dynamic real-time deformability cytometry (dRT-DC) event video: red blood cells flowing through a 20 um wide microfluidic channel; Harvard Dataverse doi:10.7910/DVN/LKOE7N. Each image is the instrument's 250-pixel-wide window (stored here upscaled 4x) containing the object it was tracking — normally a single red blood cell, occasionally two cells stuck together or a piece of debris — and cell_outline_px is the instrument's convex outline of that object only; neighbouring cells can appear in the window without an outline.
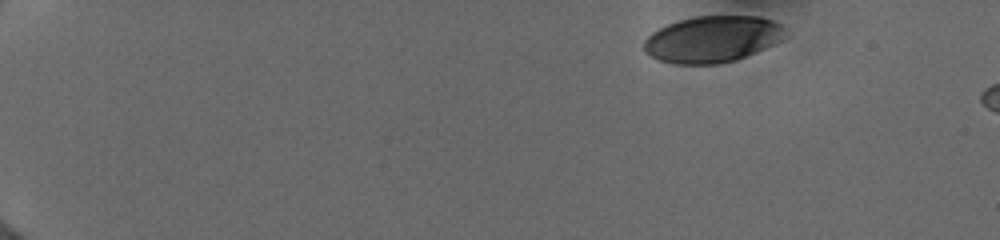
{"species": "human", "species_latin": "Homo sapiens", "temperature_condition": "cold", "stored_images_in_passage": 4, "camera_frame_rate_fps": 3000, "um_per_image_px": 0.085, "donor": {"sex": "female"}, "frame": {"image": 1, "passage_image": 1, "time_ms": 0.0, "image_size_px": [1000, 240], "cell_outline_px": [[788, 36], [784, 40], [736, 60], [716, 64], [676, 64], [660, 60], [644, 52], [644, 40], [652, 32], [668, 24], [680, 20], [696, 16], [760, 16], [784, 24], [788, 28]], "centroid_in_image_um": [60.64, 3.32], "position_along_channel_um": 24.4, "area_um2": 38.61}}